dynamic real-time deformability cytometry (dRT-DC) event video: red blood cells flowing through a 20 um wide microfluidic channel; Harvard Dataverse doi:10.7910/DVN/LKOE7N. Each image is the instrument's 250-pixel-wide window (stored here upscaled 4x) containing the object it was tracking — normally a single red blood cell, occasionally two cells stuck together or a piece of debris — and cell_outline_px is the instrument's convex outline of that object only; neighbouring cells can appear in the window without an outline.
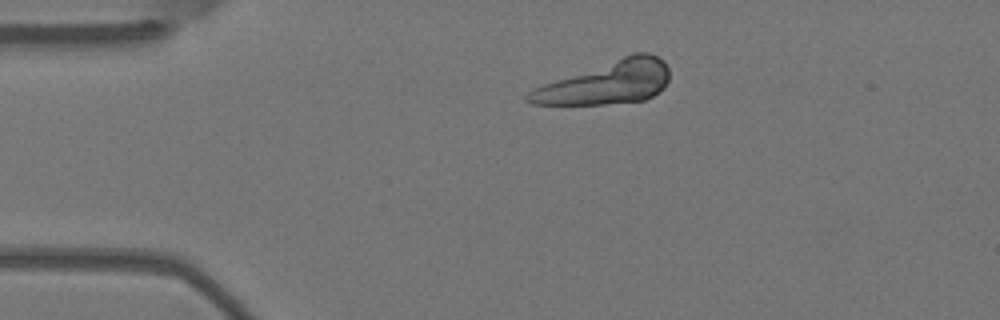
{"species": "Egyptian fruit bat (a non-hibernating species)", "species_latin": "Rousettus aegyptiacus", "temperature_condition": "warm", "stored_images_in_passage": 3, "segment_of_instrument_passage": [1, 2], "camera_frame_rate_fps": 3000, "um_per_image_px": 0.085, "animal": {"sex": "female"}, "frame": {"image": 1, "passage_image": 1, "time_ms": 0.0, "image_size_px": [1000, 320], "cell_outline_px": [[668, 80], [664, 88], [652, 96], [644, 100], [604, 104], [532, 104], [524, 100], [524, 96], [528, 92], [544, 84], [632, 52], [648, 52], [664, 60], [668, 68]], "centroid_in_image_um": [51.57, 7.01], "position_along_channel_um": 33.4, "area_um2": 35.08}}